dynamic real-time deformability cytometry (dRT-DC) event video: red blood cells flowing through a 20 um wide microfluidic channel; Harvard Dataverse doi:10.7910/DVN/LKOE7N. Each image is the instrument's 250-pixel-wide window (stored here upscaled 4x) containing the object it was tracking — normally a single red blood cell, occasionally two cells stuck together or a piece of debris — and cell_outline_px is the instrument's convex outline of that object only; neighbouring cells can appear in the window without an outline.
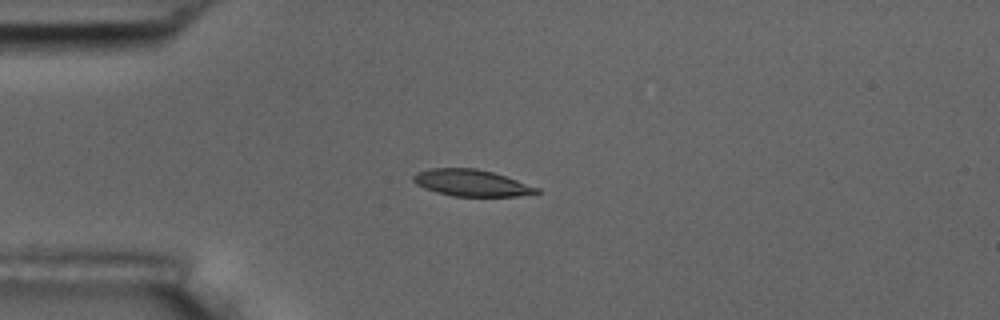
{"species": "common noctule bat (a hibernating species)", "species_latin": "Nyctalus noctula", "temperature_condition": "room temperature", "stored_images_in_passage": 6, "camera_frame_rate_fps": 3000, "um_per_image_px": 0.085, "animal": {"sex": "male", "body_mass_g": 17.5, "forearm_length_mm": 52.3}, "frame": {"image": 1, "passage_image": 4, "time_ms": 3.667, "image_size_px": [1000, 320], "cell_outline_px": [[540, 192], [516, 196], [452, 196], [436, 192], [424, 188], [416, 184], [412, 180], [412, 176], [416, 172], [432, 168], [476, 168], [492, 172], [540, 188]], "centroid_in_image_um": [40.03, 15.54], "position_along_channel_um": 45.0, "area_um2": 19.02}}